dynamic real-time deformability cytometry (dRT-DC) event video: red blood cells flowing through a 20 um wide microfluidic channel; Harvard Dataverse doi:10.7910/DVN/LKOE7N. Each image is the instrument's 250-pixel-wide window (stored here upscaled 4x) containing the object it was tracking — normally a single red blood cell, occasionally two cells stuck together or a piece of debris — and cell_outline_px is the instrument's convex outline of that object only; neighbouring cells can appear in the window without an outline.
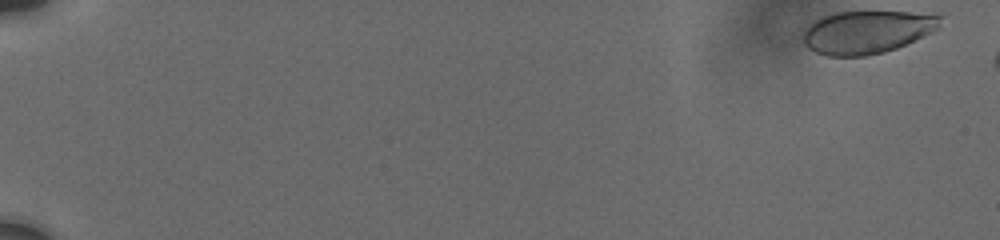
{"species": "human", "species_latin": "Homo sapiens", "temperature_condition": "cold", "stored_images_in_passage": 16, "camera_frame_rate_fps": 3000, "um_per_image_px": 0.085, "donor": {"sex": "male"}, "frame": {"image": 1, "passage_image": 1, "time_ms": 0.0, "image_size_px": [1000, 240], "cell_outline_px": [[944, 16], [940, 24], [932, 32], [896, 48], [884, 52], [864, 56], [828, 56], [816, 52], [808, 48], [804, 44], [800, 36], [804, 28], [808, 24], [824, 16], [836, 12], [936, 12]], "centroid_in_image_um": [73.69, 2.71], "position_along_channel_um": 11.3, "area_um2": 34.68}}